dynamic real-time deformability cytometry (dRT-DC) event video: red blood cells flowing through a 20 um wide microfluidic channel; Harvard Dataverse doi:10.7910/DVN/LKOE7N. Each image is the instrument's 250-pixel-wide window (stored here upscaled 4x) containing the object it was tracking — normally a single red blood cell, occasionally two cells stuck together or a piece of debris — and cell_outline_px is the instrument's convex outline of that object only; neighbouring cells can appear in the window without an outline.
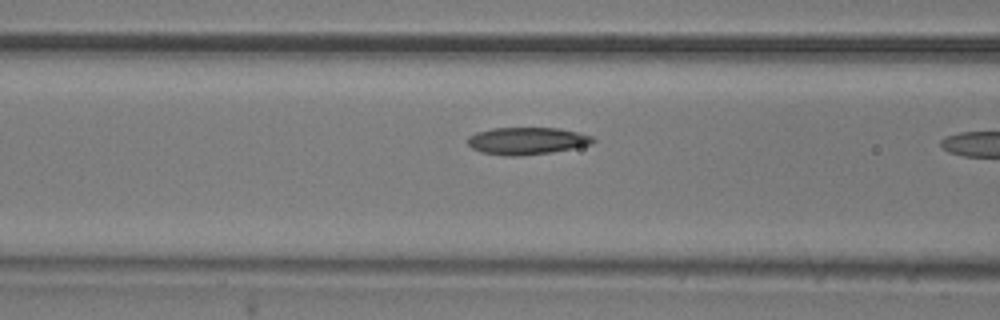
{"species": "common noctule bat (a hibernating species)", "species_latin": "Nyctalus noctula", "temperature_condition": "room temperature", "stored_images_in_passage": 18, "camera_frame_rate_fps": 3000, "um_per_image_px": 0.085, "animal": {"sex": "male", "body_mass_g": 20.5, "forearm_length_mm": 52.5}, "frame": {"image": 1, "passage_image": 16, "time_ms": 5.0, "image_size_px": [1000, 320], "cell_outline_px": [[596, 140], [592, 144], [552, 152], [520, 156], [504, 156], [480, 152], [472, 148], [468, 144], [468, 136], [476, 132], [492, 128], [560, 128], [592, 136]], "centroid_in_image_um": [44.76, 11.98], "position_along_channel_um": 121.8, "area_um2": 19.94}}